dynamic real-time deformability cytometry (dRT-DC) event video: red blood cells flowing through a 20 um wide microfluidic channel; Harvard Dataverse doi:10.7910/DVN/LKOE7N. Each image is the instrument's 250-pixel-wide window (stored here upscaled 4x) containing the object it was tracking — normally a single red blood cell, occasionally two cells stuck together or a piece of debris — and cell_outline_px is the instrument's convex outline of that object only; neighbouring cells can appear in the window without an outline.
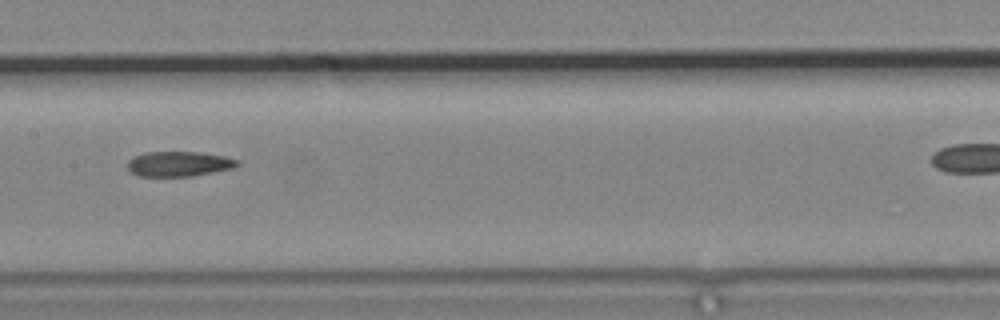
{"species": "common noctule bat (a hibernating species)", "species_latin": "Nyctalus noctula", "temperature_condition": "cold", "stored_images_in_passage": 9, "camera_frame_rate_fps": 3000, "um_per_image_px": 0.085, "animal": {"sex": "male", "body_mass_g": 19.2, "forearm_length_mm": 51.8}, "frame": {"image": 1, "passage_image": 6, "time_ms": 6.0, "image_size_px": [1000, 320], "cell_outline_px": [[240, 164], [232, 168], [192, 176], [140, 176], [132, 172], [128, 168], [128, 160], [144, 152], [196, 152], [224, 156], [240, 160]], "centroid_in_image_um": [15.22, 13.93], "position_along_channel_um": 192.2, "area_um2": 15.84}}
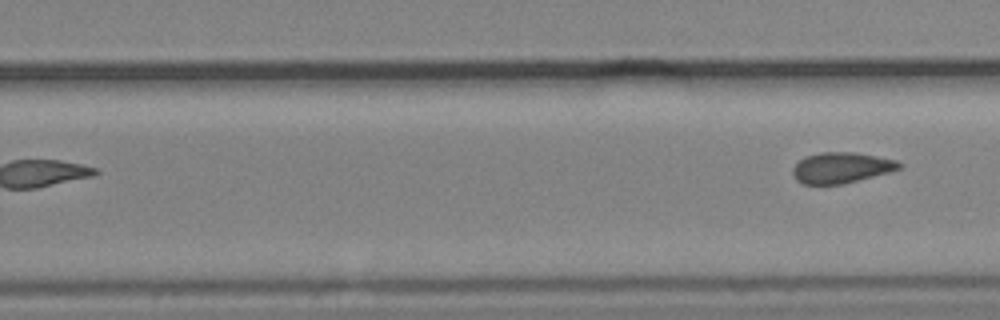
{"frame": {"image": 2, "passage_image": 9, "time_ms": 9.667, "image_size_px": [1000, 320], "cell_outline_px": [[904, 164], [900, 168], [888, 172], [844, 184], [804, 184], [796, 180], [792, 172], [792, 168], [804, 156], [820, 152], [856, 152], [896, 160]], "centroid_in_image_um": [71.49, 14.25], "position_along_channel_um": 258.3, "area_um2": 19.07}}